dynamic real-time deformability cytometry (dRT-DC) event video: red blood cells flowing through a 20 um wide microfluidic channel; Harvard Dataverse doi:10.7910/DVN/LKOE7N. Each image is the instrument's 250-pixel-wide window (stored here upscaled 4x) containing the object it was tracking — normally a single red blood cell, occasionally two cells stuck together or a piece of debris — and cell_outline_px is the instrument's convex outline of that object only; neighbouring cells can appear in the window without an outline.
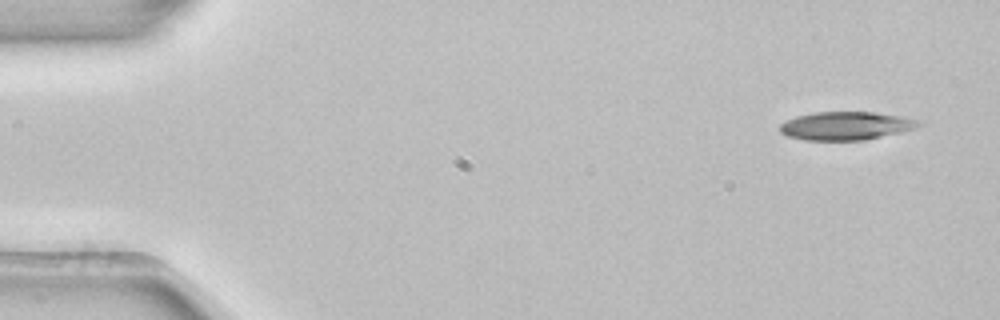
{"species": "common noctule bat (a hibernating species)", "species_latin": "Nyctalus noctula", "temperature_condition": "room temperature", "stored_images_in_passage": 4, "camera_frame_rate_fps": 3000, "um_per_image_px": 0.085, "animal": {"sex": "female", "body_mass_g": 22.7, "forearm_length_mm": 54.2}, "frame": {"image": 1, "passage_image": 1, "time_ms": 0.0, "image_size_px": [1000, 320], "cell_outline_px": [[924, 124], [916, 128], [900, 132], [864, 140], [804, 140], [788, 136], [780, 132], [780, 124], [796, 116], [812, 112], [876, 112], [904, 116], [924, 120]], "centroid_in_image_um": [71.98, 10.68], "position_along_channel_um": 13.0, "area_um2": 23.12}}
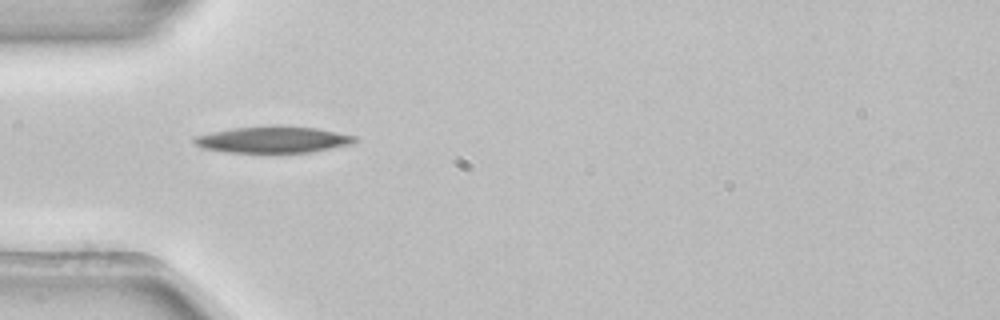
{"frame": {"image": 2, "passage_image": 4, "time_ms": 1.0, "image_size_px": [1000, 320], "cell_outline_px": [[356, 140], [348, 144], [312, 152], [224, 152], [200, 148], [192, 140], [196, 136], [212, 132], [232, 128], [276, 124], [288, 124], [316, 128], [356, 136]], "centroid_in_image_um": [23.16, 11.84], "position_along_channel_um": 61.8, "area_um2": 24.97}}